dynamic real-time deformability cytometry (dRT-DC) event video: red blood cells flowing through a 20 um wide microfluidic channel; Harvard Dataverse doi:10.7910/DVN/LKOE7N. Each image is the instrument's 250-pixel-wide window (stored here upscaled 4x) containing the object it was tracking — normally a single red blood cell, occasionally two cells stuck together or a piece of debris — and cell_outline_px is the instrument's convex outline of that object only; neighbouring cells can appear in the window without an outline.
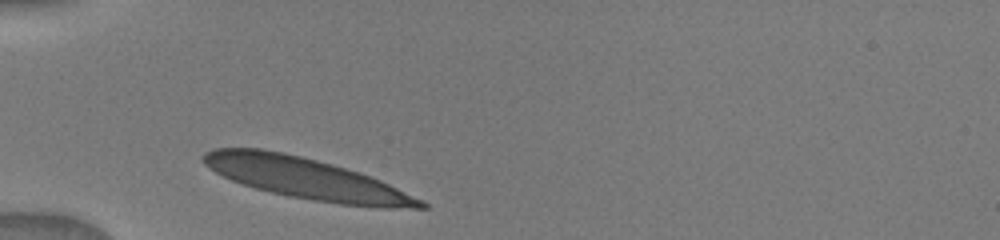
{"species": "human", "species_latin": "Homo sapiens", "temperature_condition": "warm", "stored_images_in_passage": 19, "camera_frame_rate_fps": 3000, "um_per_image_px": 0.085, "donor": {"sex": "male"}, "frame": {"image": 1, "passage_image": 1, "time_ms": 0.0, "image_size_px": [1000, 240], "cell_outline_px": [[428, 208], [376, 208], [340, 204], [312, 200], [288, 196], [256, 188], [232, 180], [216, 172], [204, 164], [200, 156], [204, 152], [212, 148], [260, 148], [284, 152], [332, 164], [380, 180], [424, 200], [428, 204]], "centroid_in_image_um": [26.04, 15.18], "position_along_channel_um": 59.0, "area_um2": 51.62}}
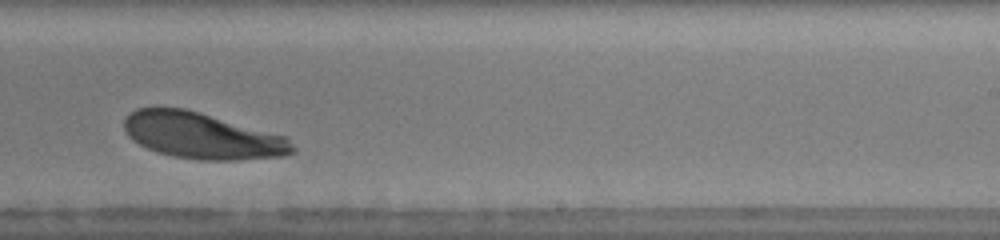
{"frame": {"image": 2, "passage_image": 11, "time_ms": 5.667, "image_size_px": [1000, 240], "cell_outline_px": [[296, 152], [284, 156], [240, 160], [200, 160], [172, 156], [156, 152], [132, 140], [128, 136], [124, 128], [124, 120], [136, 108], [184, 108], [288, 136], [296, 148]], "centroid_in_image_um": [17.24, 11.55], "position_along_channel_um": 271.8, "area_um2": 45.49}}